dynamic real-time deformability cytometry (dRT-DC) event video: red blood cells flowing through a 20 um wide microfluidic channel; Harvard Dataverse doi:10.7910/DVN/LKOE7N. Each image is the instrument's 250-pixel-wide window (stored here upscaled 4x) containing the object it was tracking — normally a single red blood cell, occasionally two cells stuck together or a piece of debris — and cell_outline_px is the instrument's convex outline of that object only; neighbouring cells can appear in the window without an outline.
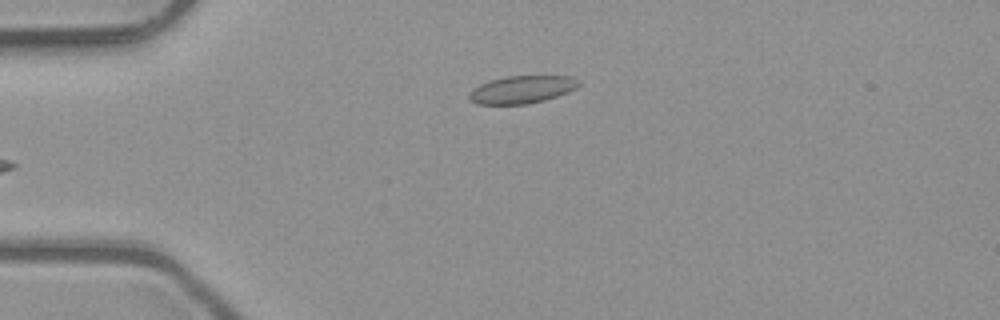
{"species": "common noctule bat (a hibernating species)", "species_latin": "Nyctalus noctula", "temperature_condition": "room temperature", "stored_images_in_passage": 4, "camera_frame_rate_fps": 3000, "um_per_image_px": 0.085, "animal": {"sex": "male", "body_mass_g": 23.1, "forearm_length_mm": 52.7}, "frame": {"image": 1, "passage_image": 4, "time_ms": 1.0, "image_size_px": [1000, 320], "cell_outline_px": [[580, 84], [576, 88], [568, 92], [544, 100], [528, 104], [476, 104], [468, 100], [468, 96], [480, 84], [488, 80], [508, 76], [572, 76]], "centroid_in_image_um": [44.35, 7.61], "position_along_channel_um": 40.7, "area_um2": 17.51}}